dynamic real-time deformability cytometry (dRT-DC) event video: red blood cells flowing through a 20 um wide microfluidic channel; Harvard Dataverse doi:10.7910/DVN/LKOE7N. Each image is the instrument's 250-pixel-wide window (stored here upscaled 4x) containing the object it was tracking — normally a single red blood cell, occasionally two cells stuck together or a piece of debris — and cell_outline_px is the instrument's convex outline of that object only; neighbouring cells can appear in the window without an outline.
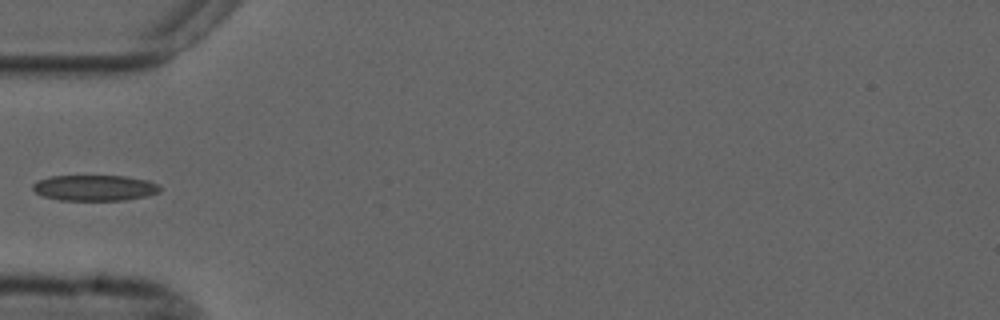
{"species": "common noctule bat (a hibernating species)", "species_latin": "Nyctalus noctula", "temperature_condition": "cold", "stored_images_in_passage": 38, "camera_frame_rate_fps": 3000, "um_per_image_px": 0.085, "animal": {"sex": "male", "forearm_length_mm": 52.5}, "frame": {"image": 1, "passage_image": 1, "time_ms": 0.0, "image_size_px": [1000, 320], "cell_outline_px": [[160, 192], [148, 196], [124, 200], [60, 200], [44, 196], [36, 192], [32, 188], [32, 184], [36, 180], [52, 176], [124, 176], [148, 180], [156, 184], [160, 188]], "centroid_in_image_um": [8.04, 15.97], "position_along_channel_um": 77.0, "area_um2": 19.07}}
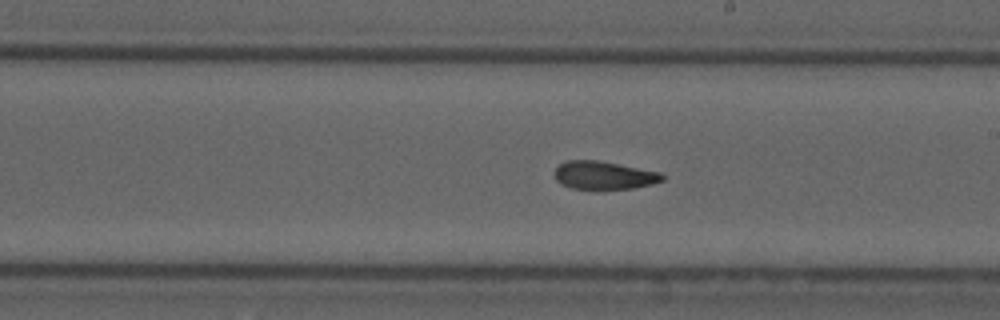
{"frame": {"image": 2, "passage_image": 14, "time_ms": 4.333, "image_size_px": [1000, 320], "cell_outline_px": [[664, 180], [652, 184], [632, 188], [572, 188], [560, 184], [556, 180], [552, 172], [560, 164], [568, 160], [596, 160], [660, 172], [664, 176]], "centroid_in_image_um": [51.29, 14.89], "position_along_channel_um": 237.7, "area_um2": 17.4}}
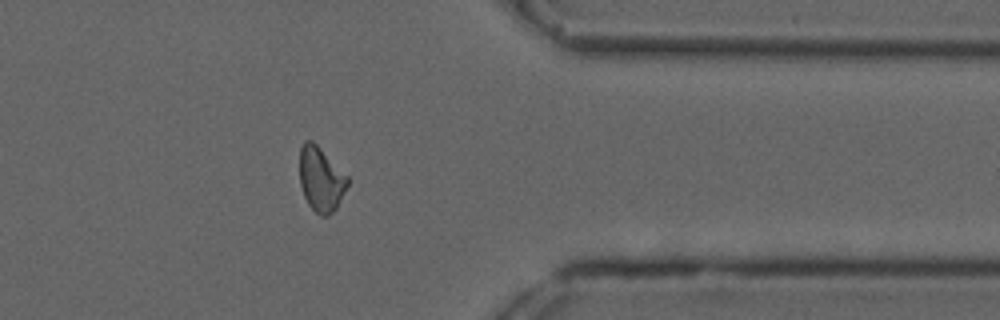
{"frame": {"image": 3, "passage_image": 27, "time_ms": 8.667, "image_size_px": [1000, 320], "cell_outline_px": [[352, 180], [336, 208], [328, 216], [320, 216], [308, 204], [304, 196], [300, 184], [300, 148], [304, 140], [312, 140]], "centroid_in_image_um": [27.3, 15.24], "position_along_channel_um": 384.1, "area_um2": 18.15}}